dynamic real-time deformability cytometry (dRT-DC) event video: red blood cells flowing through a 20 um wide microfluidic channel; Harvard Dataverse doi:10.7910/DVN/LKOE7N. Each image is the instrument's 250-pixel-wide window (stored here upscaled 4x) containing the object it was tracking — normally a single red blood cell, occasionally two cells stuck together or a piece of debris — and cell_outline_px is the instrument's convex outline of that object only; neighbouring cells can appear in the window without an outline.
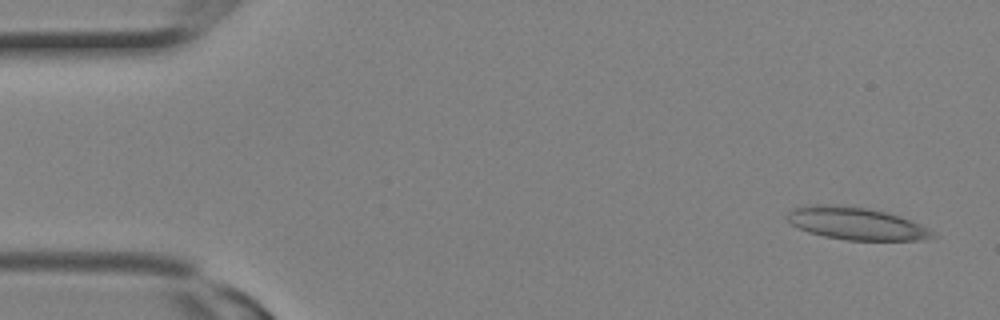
{"species": "Egyptian fruit bat (a non-hibernating species)", "species_latin": "Rousettus aegyptiacus", "temperature_condition": "room temperature", "stored_images_in_passage": 2, "segment_of_instrument_passage": [2, 2], "camera_frame_rate_fps": 3000, "um_per_image_px": 0.085, "animal": {"sex": "female"}, "frame": {"image": 1, "passage_image": 2, "time_ms": 0.333, "image_size_px": [1000, 320], "cell_outline_px": [[940, 236], [916, 240], [848, 240], [824, 236], [808, 232], [792, 224], [788, 220], [788, 212], [792, 208], [816, 204], [840, 204], [864, 208], [884, 212], [900, 216], [920, 224], [928, 228]], "centroid_in_image_um": [72.79, 18.99], "position_along_channel_um": 12.2, "area_um2": 27.34}}